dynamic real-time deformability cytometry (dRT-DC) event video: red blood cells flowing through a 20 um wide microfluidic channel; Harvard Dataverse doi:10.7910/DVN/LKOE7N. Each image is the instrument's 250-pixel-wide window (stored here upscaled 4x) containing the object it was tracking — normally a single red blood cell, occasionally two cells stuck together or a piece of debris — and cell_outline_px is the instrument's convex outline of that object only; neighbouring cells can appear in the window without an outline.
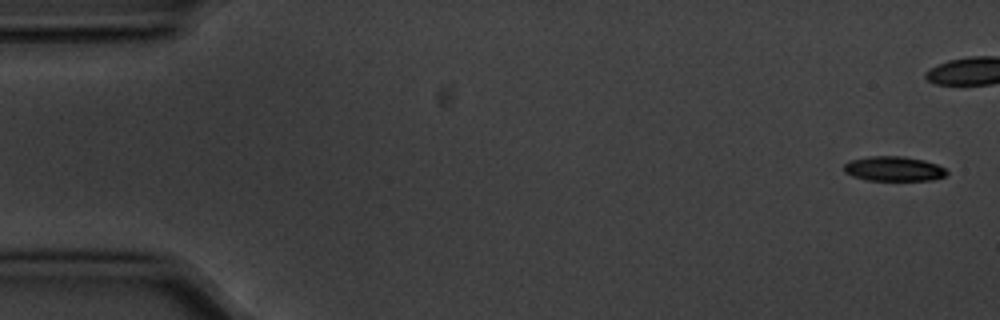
{"species": "common noctule bat (a hibernating species)", "species_latin": "Nyctalus noctula", "temperature_condition": "cold", "stored_images_in_passage": 7, "camera_frame_rate_fps": 3000, "um_per_image_px": 0.085, "animal": {"sex": "male", "body_mass_g": 20.1, "forearm_length_mm": 53.5}, "frame": {"image": 1, "passage_image": 1, "time_ms": 0.0, "image_size_px": [1000, 320], "cell_outline_px": [[948, 172], [944, 176], [932, 180], [868, 180], [852, 176], [844, 172], [844, 164], [848, 160], [872, 156], [904, 156], [924, 160], [936, 164], [944, 168]], "centroid_in_image_um": [75.94, 14.34], "position_along_channel_um": 9.1, "area_um2": 14.8}}
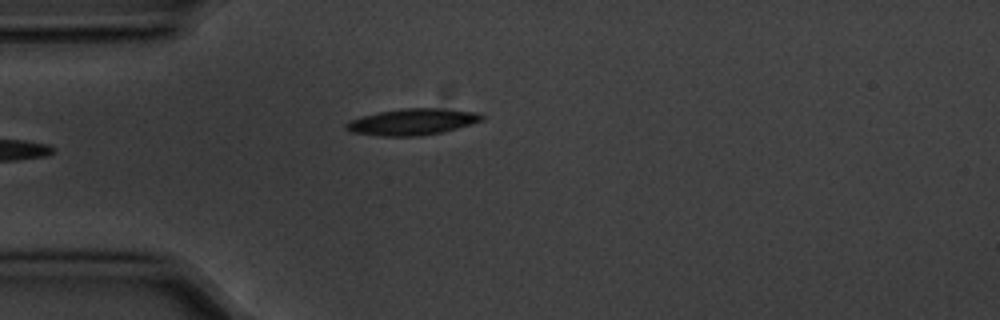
{"frame": {"image": 2, "passage_image": 6, "time_ms": 1.667, "image_size_px": [1000, 320], "cell_outline_px": [[484, 120], [444, 132], [420, 136], [380, 136], [352, 132], [344, 128], [344, 124], [360, 116], [380, 112], [404, 108], [440, 108], [476, 112], [484, 116]], "centroid_in_image_um": [35.06, 10.36], "position_along_channel_um": 49.9, "area_um2": 20.87}}